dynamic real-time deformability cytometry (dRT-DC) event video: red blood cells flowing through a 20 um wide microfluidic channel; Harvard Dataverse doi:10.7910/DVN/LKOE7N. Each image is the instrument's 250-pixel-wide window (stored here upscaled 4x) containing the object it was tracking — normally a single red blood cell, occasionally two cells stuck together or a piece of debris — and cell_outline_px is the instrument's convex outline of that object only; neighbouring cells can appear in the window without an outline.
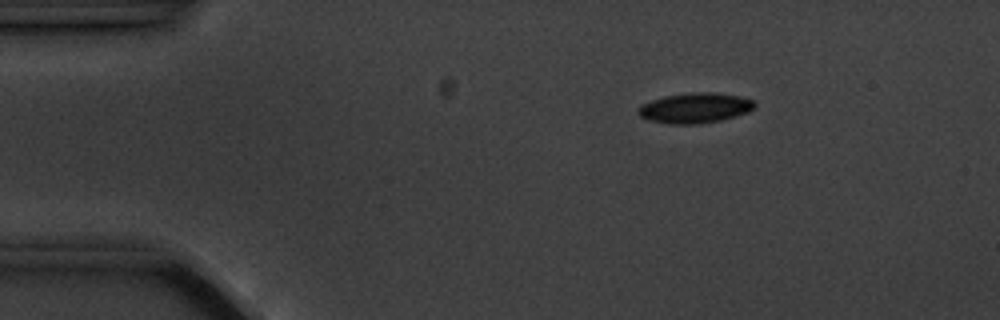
{"species": "common noctule bat (a hibernating species)", "species_latin": "Nyctalus noctula", "temperature_condition": "cold", "stored_images_in_passage": 4, "camera_frame_rate_fps": 3000, "um_per_image_px": 0.085, "animal": {"sex": "male", "body_mass_g": 20.1, "forearm_length_mm": 53.5}, "frame": {"image": 1, "passage_image": 2, "time_ms": 2.0, "image_size_px": [1000, 320], "cell_outline_px": [[756, 104], [748, 112], [736, 116], [720, 120], [700, 124], [668, 124], [648, 120], [640, 116], [636, 112], [640, 104], [664, 96], [692, 92], [712, 92], [740, 96], [752, 100]], "centroid_in_image_um": [59.03, 9.18], "position_along_channel_um": 26.0, "area_um2": 20.58}}